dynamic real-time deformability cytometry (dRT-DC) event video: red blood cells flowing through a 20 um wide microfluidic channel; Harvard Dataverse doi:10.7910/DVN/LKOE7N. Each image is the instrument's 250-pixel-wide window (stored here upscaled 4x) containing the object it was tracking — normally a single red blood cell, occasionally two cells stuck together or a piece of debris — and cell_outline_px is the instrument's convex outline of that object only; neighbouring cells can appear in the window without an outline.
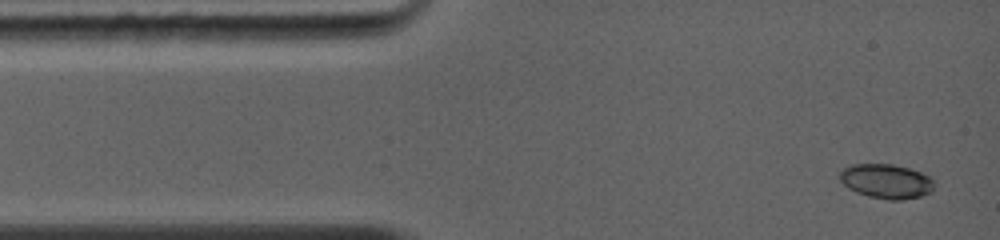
{"species": "common noctule bat (a hibernating species)", "species_latin": "Nyctalus noctula", "temperature_condition": "warm", "stored_images_in_passage": 7, "camera_frame_rate_fps": 5000, "um_per_image_px": 0.085, "animal": {"sex": "female", "body_mass_g": 19.0, "forearm_length_mm": 56.7}, "frame": {"image": 1, "passage_image": 1, "time_ms": 0.0, "image_size_px": [1000, 240], "cell_outline_px": [[928, 192], [920, 196], [872, 196], [860, 192], [844, 184], [840, 176], [848, 168], [856, 164], [888, 164], [908, 168], [920, 172], [928, 180]], "centroid_in_image_um": [75.26, 15.33], "position_along_channel_um": 9.7, "area_um2": 16.59}}
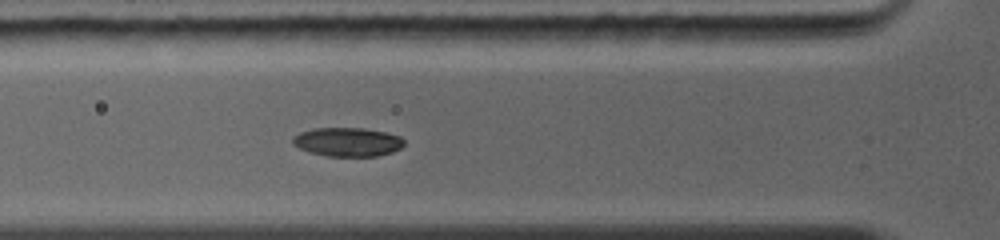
{"frame": {"image": 2, "passage_image": 5, "time_ms": 3.4, "image_size_px": [1000, 240], "cell_outline_px": [[404, 144], [400, 148], [392, 152], [376, 156], [328, 156], [312, 152], [300, 148], [292, 140], [300, 132], [312, 128], [364, 128], [384, 132], [400, 136], [404, 140]], "centroid_in_image_um": [29.58, 12.06], "position_along_channel_um": 96.2, "area_um2": 18.44}}
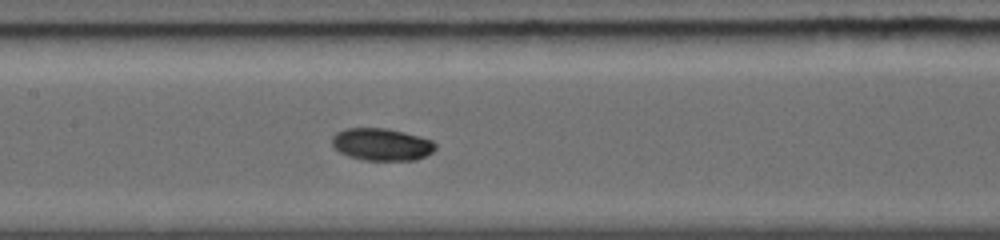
{"frame": {"image": 3, "passage_image": 7, "time_ms": 5.2, "image_size_px": [1000, 240], "cell_outline_px": [[436, 148], [432, 152], [416, 160], [364, 160], [340, 152], [332, 144], [332, 136], [336, 132], [348, 128], [388, 128], [404, 132], [432, 140], [436, 144]], "centroid_in_image_um": [32.46, 12.26], "position_along_channel_um": 174.9, "area_um2": 19.31}}